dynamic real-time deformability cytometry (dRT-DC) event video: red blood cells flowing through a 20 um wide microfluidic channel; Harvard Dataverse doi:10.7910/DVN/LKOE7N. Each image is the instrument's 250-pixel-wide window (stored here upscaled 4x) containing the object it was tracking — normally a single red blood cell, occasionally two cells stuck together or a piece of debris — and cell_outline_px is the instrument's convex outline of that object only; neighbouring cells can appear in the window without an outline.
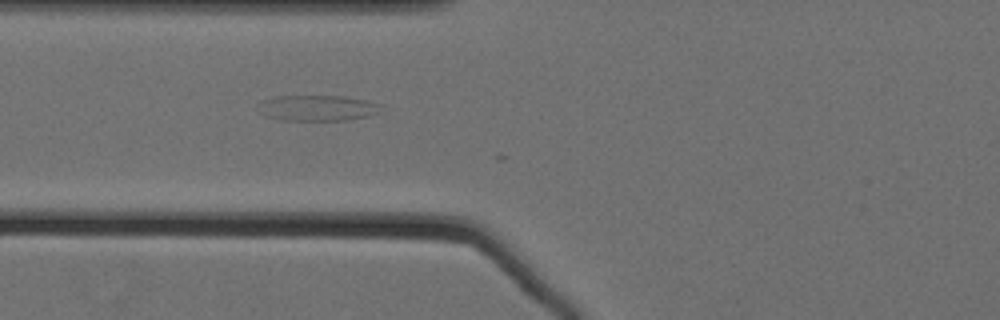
{"species": "Egyptian fruit bat (a non-hibernating species)", "species_latin": "Rousettus aegyptiacus", "temperature_condition": "cold", "stored_images_in_passage": 9, "camera_frame_rate_fps": 3000, "um_per_image_px": 0.085, "animal": {"sex": "female"}, "frame": {"image": 1, "passage_image": 2, "time_ms": 0.333, "image_size_px": [1000, 320], "cell_outline_px": [[380, 112], [372, 116], [348, 120], [280, 120], [264, 116], [260, 112], [256, 104], [260, 100], [272, 96], [344, 96], [368, 100], [380, 104]], "centroid_in_image_um": [26.95, 9.18], "position_along_channel_um": 98.9, "area_um2": 18.84}}
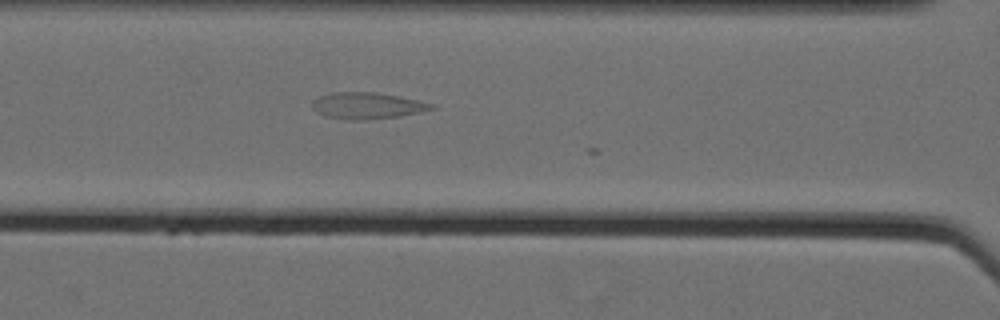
{"frame": {"image": 2, "passage_image": 5, "time_ms": 1.333, "image_size_px": [1000, 320], "cell_outline_px": [[436, 108], [420, 112], [400, 116], [368, 120], [352, 120], [324, 116], [316, 112], [312, 108], [312, 100], [320, 96], [332, 92], [376, 92], [400, 96], [436, 104]], "centroid_in_image_um": [31.22, 8.98], "position_along_channel_um": 135.4, "area_um2": 18.61}}
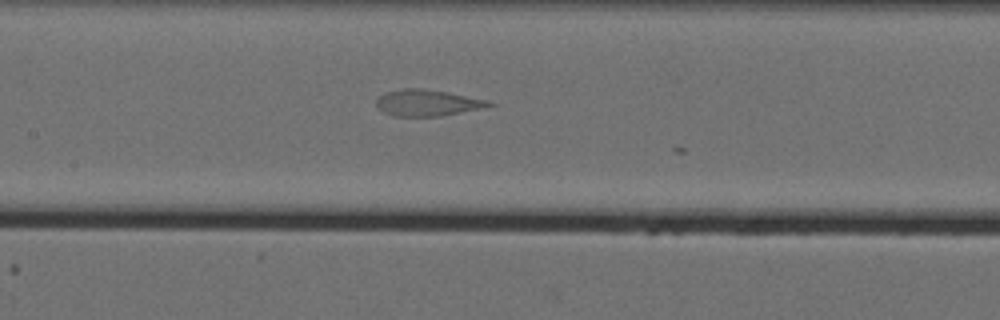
{"frame": {"image": 3, "passage_image": 8, "time_ms": 2.333, "image_size_px": [1000, 320], "cell_outline_px": [[496, 104], [484, 108], [440, 116], [392, 116], [376, 108], [376, 100], [384, 92], [400, 88], [424, 88], [448, 92], [488, 100]], "centroid_in_image_um": [36.3, 8.73], "position_along_channel_um": 171.1, "area_um2": 17.51}}